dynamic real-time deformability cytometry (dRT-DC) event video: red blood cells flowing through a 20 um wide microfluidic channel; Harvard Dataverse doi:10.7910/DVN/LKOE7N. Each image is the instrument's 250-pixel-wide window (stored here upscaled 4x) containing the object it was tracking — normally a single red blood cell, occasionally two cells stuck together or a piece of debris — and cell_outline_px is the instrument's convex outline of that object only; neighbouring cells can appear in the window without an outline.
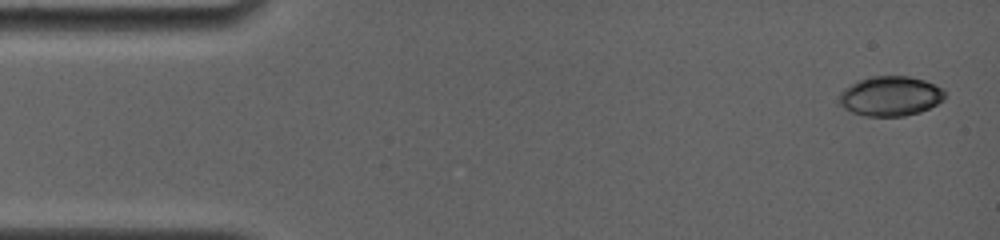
{"species": "common noctule bat (a hibernating species)", "species_latin": "Nyctalus noctula", "temperature_condition": "room temperature", "stored_images_in_passage": 5, "camera_frame_rate_fps": 4000, "um_per_image_px": 0.085, "animal": {"sex": "female", "body_mass_g": 19.0, "forearm_length_mm": 56.7}, "frame": {"image": 1, "passage_image": 1, "time_ms": 0.0, "image_size_px": [1000, 240], "cell_outline_px": [[948, 96], [944, 100], [920, 112], [904, 116], [864, 116], [852, 112], [844, 108], [836, 100], [840, 92], [844, 88], [860, 80], [872, 76], [908, 76], [924, 80], [940, 88]], "centroid_in_image_um": [75.66, 8.18], "position_along_channel_um": 9.3, "area_um2": 24.51}}
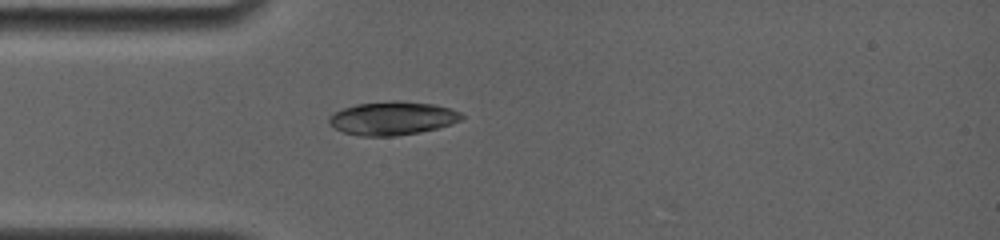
{"frame": {"image": 2, "passage_image": 5, "time_ms": 4.0, "image_size_px": [1000, 240], "cell_outline_px": [[464, 116], [460, 120], [452, 124], [440, 128], [420, 132], [396, 136], [360, 136], [344, 132], [328, 124], [328, 116], [344, 108], [356, 104], [392, 100], [396, 100], [436, 104], [460, 112]], "centroid_in_image_um": [33.37, 10.05], "position_along_channel_um": 51.6, "area_um2": 26.01}}